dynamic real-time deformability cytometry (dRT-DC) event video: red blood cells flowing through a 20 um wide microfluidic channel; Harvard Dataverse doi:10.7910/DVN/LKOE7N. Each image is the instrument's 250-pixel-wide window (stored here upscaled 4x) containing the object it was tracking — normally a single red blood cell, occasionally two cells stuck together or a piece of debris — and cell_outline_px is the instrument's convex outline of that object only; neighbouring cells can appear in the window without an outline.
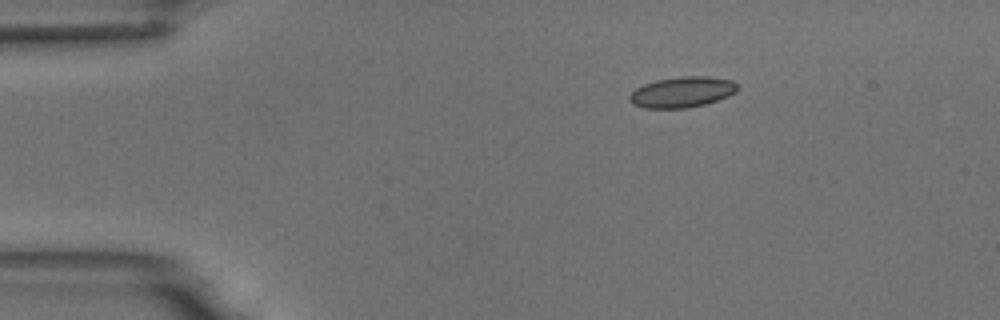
{"species": "common noctule bat (a hibernating species)", "species_latin": "Nyctalus noctula", "temperature_condition": "room temperature", "stored_images_in_passage": 3, "camera_frame_rate_fps": 3000, "um_per_image_px": 0.085, "animal": {"sex": "male", "body_mass_g": 18.8}, "frame": {"image": 1, "passage_image": 1, "time_ms": 0.0, "image_size_px": [1000, 320], "cell_outline_px": [[736, 92], [728, 96], [704, 104], [688, 108], [644, 108], [632, 104], [628, 100], [628, 96], [636, 88], [644, 84], [656, 80], [680, 76], [708, 76], [732, 80], [736, 84]], "centroid_in_image_um": [57.94, 7.82], "position_along_channel_um": 27.1, "area_um2": 19.31}}
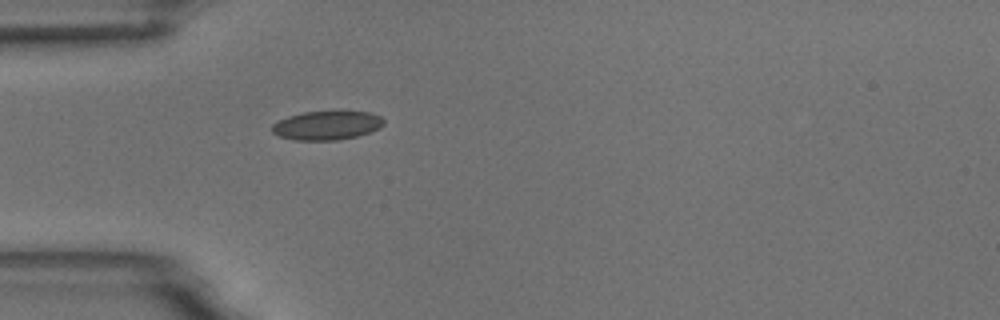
{"frame": {"image": 2, "passage_image": 3, "time_ms": 2.333, "image_size_px": [1000, 320], "cell_outline_px": [[384, 124], [380, 128], [356, 136], [336, 140], [296, 140], [280, 136], [272, 132], [272, 124], [288, 116], [304, 112], [372, 112], [380, 116], [384, 120]], "centroid_in_image_um": [27.79, 10.66], "position_along_channel_um": 57.2, "area_um2": 18.55}}